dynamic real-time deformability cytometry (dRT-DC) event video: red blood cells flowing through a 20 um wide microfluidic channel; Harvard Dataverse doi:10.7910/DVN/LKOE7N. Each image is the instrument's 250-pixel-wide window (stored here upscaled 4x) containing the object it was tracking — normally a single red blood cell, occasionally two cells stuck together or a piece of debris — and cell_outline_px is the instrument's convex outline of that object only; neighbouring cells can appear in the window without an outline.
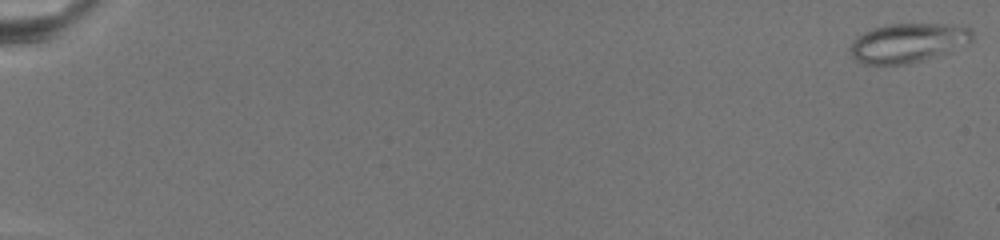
{"species": "common noctule bat (a hibernating species)", "species_latin": "Nyctalus noctula", "temperature_condition": "warm", "stored_images_in_passage": 58, "camera_frame_rate_fps": 3000, "um_per_image_px": 0.085, "animal": {"sex": "female", "body_mass_g": 19.5, "forearm_length_mm": 54.1}, "frame": {"image": 1, "passage_image": 1, "time_ms": 0.0, "image_size_px": [1000, 240], "cell_outline_px": [[972, 40], [968, 44], [948, 52], [924, 60], [908, 64], [864, 64], [856, 60], [848, 52], [848, 48], [856, 36], [872, 28], [888, 24], [944, 24], [972, 28]], "centroid_in_image_um": [77.14, 3.65], "position_along_channel_um": 7.9, "area_um2": 28.09}}
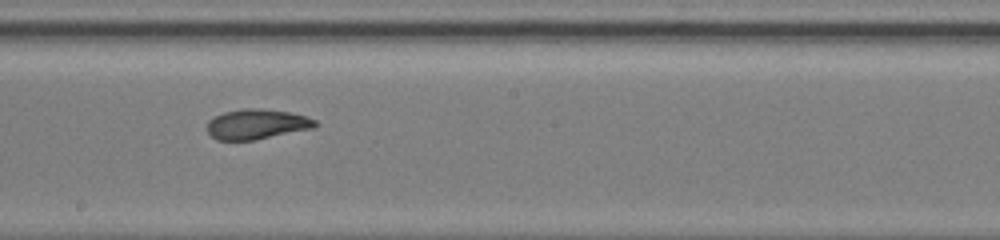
{"frame": {"image": 2, "passage_image": 27, "time_ms": 15.0, "image_size_px": [1000, 240], "cell_outline_px": [[320, 124], [316, 128], [256, 140], [216, 140], [208, 132], [208, 120], [224, 112], [244, 108], [260, 108], [292, 112], [308, 116], [316, 120]], "centroid_in_image_um": [21.91, 10.55], "position_along_channel_um": 226.3, "area_um2": 19.31}}
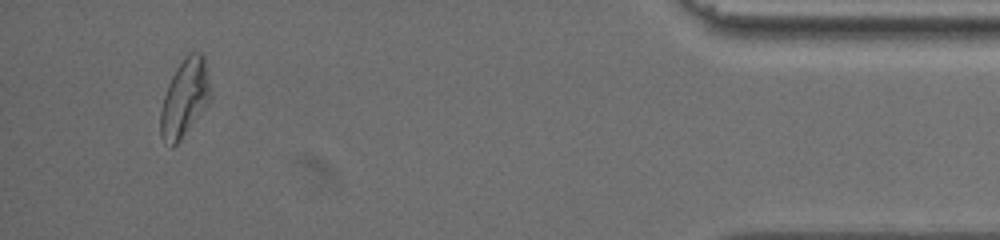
{"frame": {"image": 3, "passage_image": 52, "time_ms": 23.667, "image_size_px": [1000, 240], "cell_outline_px": [[212, 96], [180, 140], [172, 148], [160, 136], [160, 112], [164, 96], [168, 84], [176, 68], [184, 56], [188, 52], [200, 52], [204, 56]], "centroid_in_image_um": [15.68, 8.29], "position_along_channel_um": 419.5, "area_um2": 22.31}}